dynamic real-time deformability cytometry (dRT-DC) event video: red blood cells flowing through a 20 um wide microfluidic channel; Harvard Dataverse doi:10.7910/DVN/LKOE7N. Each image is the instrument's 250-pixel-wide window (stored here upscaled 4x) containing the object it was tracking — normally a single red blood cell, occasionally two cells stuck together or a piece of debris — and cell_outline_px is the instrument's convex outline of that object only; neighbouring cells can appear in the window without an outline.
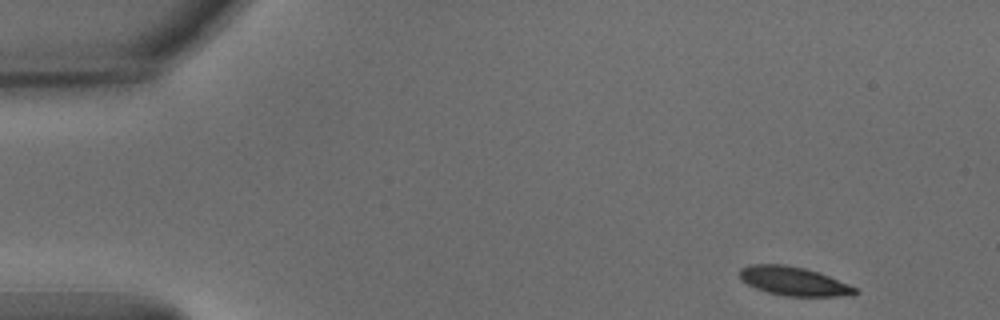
{"species": "common noctule bat (a hibernating species)", "species_latin": "Nyctalus noctula", "temperature_condition": "warm", "stored_images_in_passage": 50, "camera_frame_rate_fps": 3000, "um_per_image_px": 0.085, "animal": {"sex": "male", "body_mass_g": 15.6}, "frame": {"image": 1, "passage_image": 1, "time_ms": 0.0, "image_size_px": [1000, 320], "cell_outline_px": [[860, 292], [852, 296], [784, 296], [768, 292], [756, 288], [740, 280], [740, 268], [752, 264], [784, 264], [804, 268], [820, 272], [856, 288]], "centroid_in_image_um": [67.48, 23.9], "position_along_channel_um": 17.5, "area_um2": 19.42}}
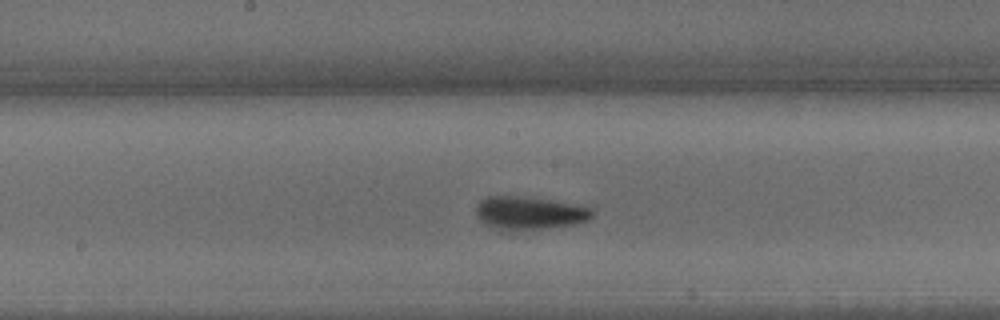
{"frame": {"image": 2, "passage_image": 24, "time_ms": 7.667, "image_size_px": [1000, 320], "cell_outline_px": [[596, 212], [588, 220], [572, 224], [512, 232], [500, 232], [488, 228], [476, 216], [476, 204], [480, 200], [488, 196], [520, 196], [548, 200], [592, 208]], "centroid_in_image_um": [44.89, 18.14], "position_along_channel_um": 203.3, "area_um2": 22.72}}
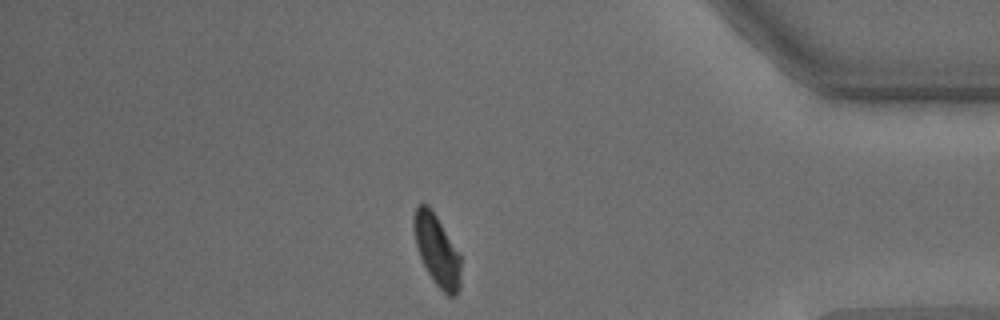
{"frame": {"image": 3, "passage_image": 42, "time_ms": 13.667, "image_size_px": [1000, 320], "cell_outline_px": [[460, 288], [456, 296], [448, 296], [436, 284], [428, 272], [420, 256], [416, 244], [412, 228], [412, 216], [416, 204], [428, 204], [432, 208], [460, 252]], "centroid_in_image_um": [37.13, 21.2], "position_along_channel_um": 398.1, "area_um2": 19.83}, "authors_computed_cell_mechanics": {"area_um2": 20.5479, "velocity_mm_per_s": 3.7841, "shape_relaxation_time_tau1_ms": 2.5137, "shape_relaxation_time_tau2_ms": 2.4453, "deformation_change_tau1": 0.1337, "deformation_change_tau2": 0.0686}}